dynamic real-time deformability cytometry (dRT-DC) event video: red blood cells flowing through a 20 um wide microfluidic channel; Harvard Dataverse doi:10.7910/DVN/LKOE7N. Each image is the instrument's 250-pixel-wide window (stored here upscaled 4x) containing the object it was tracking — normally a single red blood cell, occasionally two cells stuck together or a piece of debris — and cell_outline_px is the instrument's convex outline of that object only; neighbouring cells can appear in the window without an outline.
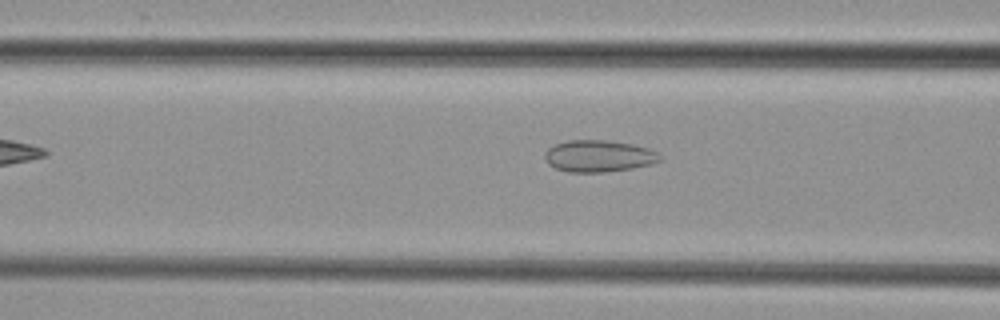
{"species": "common noctule bat (a hibernating species)", "species_latin": "Nyctalus noctula", "temperature_condition": "cold", "stored_images_in_passage": 4, "camera_frame_rate_fps": 3000, "um_per_image_px": 0.085, "animal": {"sex": "female", "body_mass_g": 29.2, "forearm_length_mm": 56.3}, "frame": {"image": 1, "passage_image": 4, "time_ms": 3.667, "image_size_px": [1000, 320], "cell_outline_px": [[660, 160], [652, 164], [632, 168], [604, 172], [568, 172], [556, 168], [548, 164], [544, 160], [544, 152], [548, 148], [556, 144], [568, 140], [604, 140], [632, 144], [648, 148], [656, 152], [660, 156]], "centroid_in_image_um": [50.85, 13.27], "position_along_channel_um": 115.8, "area_um2": 21.27}}